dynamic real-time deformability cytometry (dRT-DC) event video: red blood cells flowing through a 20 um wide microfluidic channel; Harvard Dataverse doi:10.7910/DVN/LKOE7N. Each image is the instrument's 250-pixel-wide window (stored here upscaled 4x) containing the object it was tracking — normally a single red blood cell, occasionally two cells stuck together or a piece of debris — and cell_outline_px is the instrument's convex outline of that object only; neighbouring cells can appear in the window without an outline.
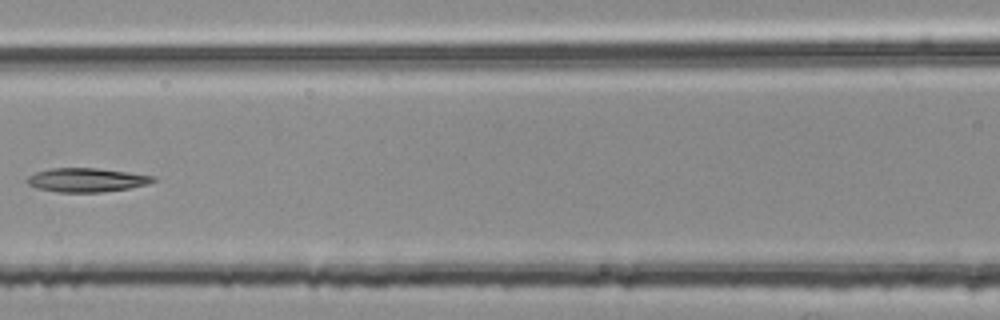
{"species": "common noctule bat (a hibernating species)", "species_latin": "Nyctalus noctula", "temperature_condition": "room temperature", "stored_images_in_passage": 6, "camera_frame_rate_fps": 3000, "um_per_image_px": 0.085, "animal": {"sex": "female", "body_mass_g": 25.1}, "frame": {"image": 1, "passage_image": 6, "time_ms": 1.667, "image_size_px": [1000, 320], "cell_outline_px": [[156, 180], [148, 184], [128, 188], [100, 192], [56, 192], [36, 188], [28, 184], [28, 176], [36, 172], [48, 168], [96, 168], [128, 172], [156, 176]], "centroid_in_image_um": [7.36, 15.29], "position_along_channel_um": 159.2, "area_um2": 17.51}}